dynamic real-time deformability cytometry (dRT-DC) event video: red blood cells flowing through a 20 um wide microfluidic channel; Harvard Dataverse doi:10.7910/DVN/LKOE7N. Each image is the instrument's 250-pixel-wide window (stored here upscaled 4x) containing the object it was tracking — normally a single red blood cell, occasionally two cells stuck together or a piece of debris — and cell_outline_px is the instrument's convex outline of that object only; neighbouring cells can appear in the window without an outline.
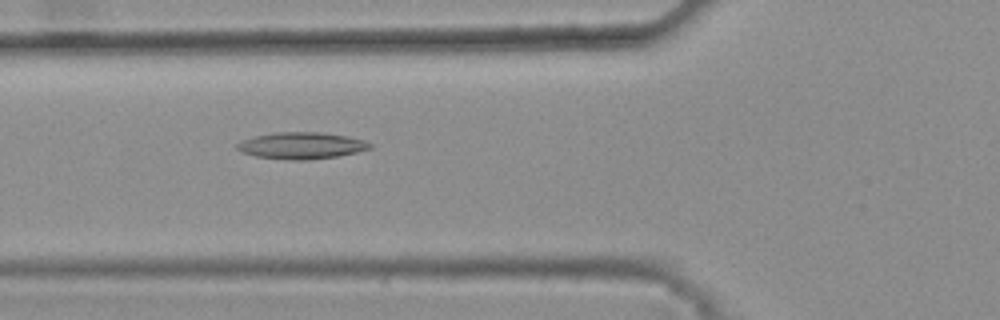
{"species": "common noctule bat (a hibernating species)", "species_latin": "Nyctalus noctula", "temperature_condition": "warm", "stored_images_in_passage": 47, "camera_frame_rate_fps": 3000, "um_per_image_px": 0.085, "animal": {"sex": "female", "body_mass_g": 25.1}, "frame": {"image": 1, "passage_image": 19, "time_ms": 6.0, "image_size_px": [1000, 320], "cell_outline_px": [[372, 148], [356, 152], [336, 156], [308, 160], [288, 160], [256, 156], [240, 152], [236, 148], [236, 144], [252, 136], [272, 132], [320, 132], [348, 136], [364, 140], [372, 144]], "centroid_in_image_um": [25.6, 12.37], "position_along_channel_um": 100.2, "area_um2": 20.75}}
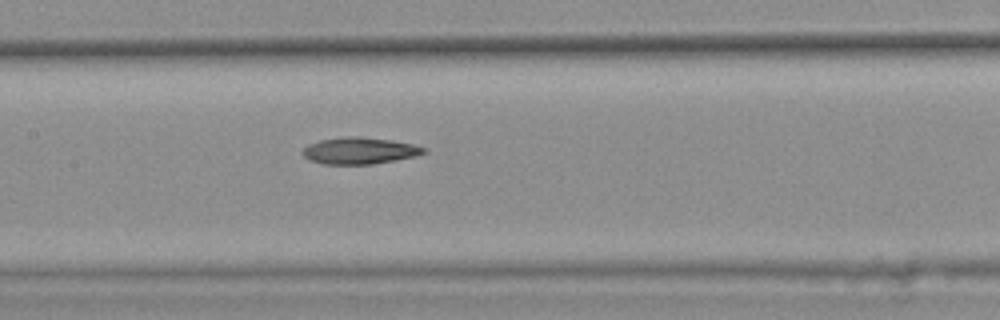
{"frame": {"image": 2, "passage_image": 25, "time_ms": 8.0, "image_size_px": [1000, 320], "cell_outline_px": [[428, 152], [416, 156], [396, 160], [372, 164], [324, 164], [308, 160], [300, 152], [308, 144], [320, 140], [340, 136], [356, 136], [392, 140], [412, 144], [428, 148]], "centroid_in_image_um": [30.56, 12.8], "position_along_channel_um": 176.8, "area_um2": 19.07}}
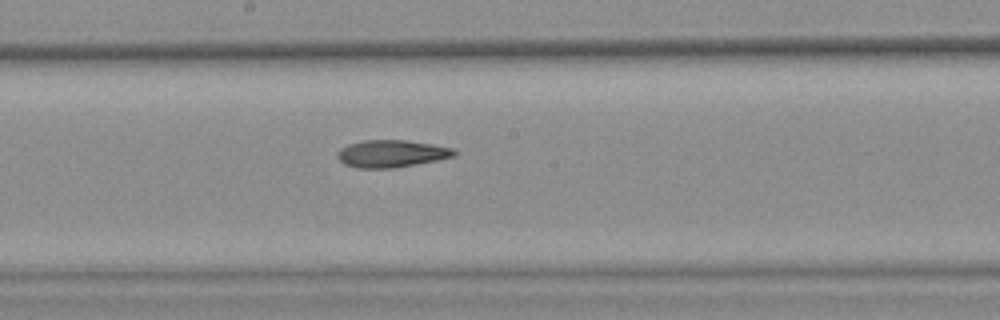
{"frame": {"image": 3, "passage_image": 28, "time_ms": 9.0, "image_size_px": [1000, 320], "cell_outline_px": [[456, 156], [436, 160], [392, 168], [356, 168], [344, 164], [336, 156], [336, 152], [340, 148], [348, 144], [364, 140], [408, 140], [432, 144], [452, 148], [456, 152]], "centroid_in_image_um": [33.23, 13.05], "position_along_channel_um": 215.0, "area_um2": 18.55}}